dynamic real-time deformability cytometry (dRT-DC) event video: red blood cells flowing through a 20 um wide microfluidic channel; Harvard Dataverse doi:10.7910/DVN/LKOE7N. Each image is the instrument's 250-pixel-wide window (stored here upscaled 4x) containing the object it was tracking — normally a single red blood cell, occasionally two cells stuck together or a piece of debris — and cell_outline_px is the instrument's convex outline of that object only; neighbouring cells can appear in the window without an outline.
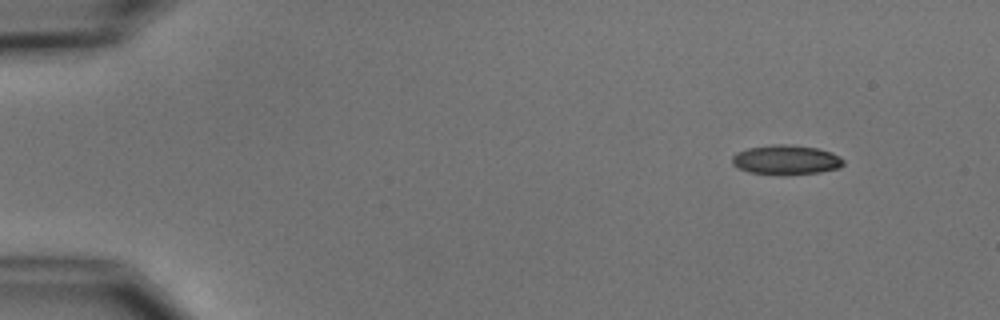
{"species": "common noctule bat (a hibernating species)", "species_latin": "Nyctalus noctula", "temperature_condition": "cold", "stored_images_in_passage": 3, "camera_frame_rate_fps": 3000, "um_per_image_px": 0.085, "animal": {"sex": "male", "body_mass_g": 15.6}, "frame": {"image": 1, "passage_image": 1, "time_ms": 0.0, "image_size_px": [1000, 320], "cell_outline_px": [[844, 164], [840, 168], [820, 172], [784, 176], [748, 172], [732, 164], [732, 156], [736, 152], [748, 148], [772, 144], [784, 144], [816, 148], [832, 152], [840, 156], [844, 160]], "centroid_in_image_um": [66.82, 13.6], "position_along_channel_um": 18.2, "area_um2": 19.48}}
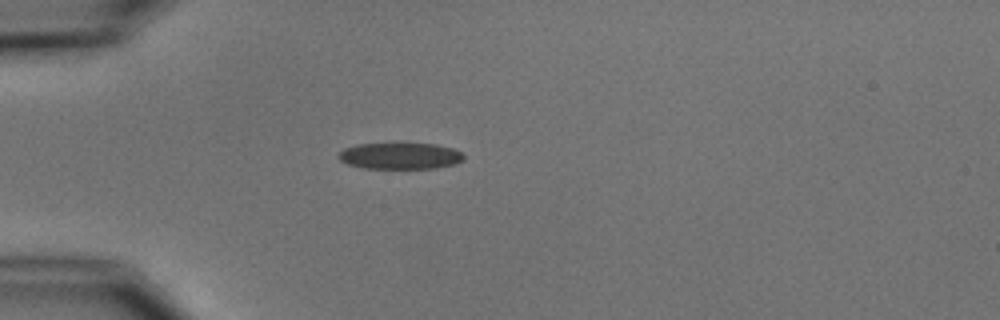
{"frame": {"image": 2, "passage_image": 3, "time_ms": 3.333, "image_size_px": [1000, 320], "cell_outline_px": [[464, 160], [456, 164], [436, 168], [364, 168], [348, 164], [340, 160], [336, 156], [344, 148], [356, 144], [392, 140], [400, 140], [436, 144], [452, 148], [460, 152], [464, 156]], "centroid_in_image_um": [33.99, 13.19], "position_along_channel_um": 51.0, "area_um2": 20.46}}